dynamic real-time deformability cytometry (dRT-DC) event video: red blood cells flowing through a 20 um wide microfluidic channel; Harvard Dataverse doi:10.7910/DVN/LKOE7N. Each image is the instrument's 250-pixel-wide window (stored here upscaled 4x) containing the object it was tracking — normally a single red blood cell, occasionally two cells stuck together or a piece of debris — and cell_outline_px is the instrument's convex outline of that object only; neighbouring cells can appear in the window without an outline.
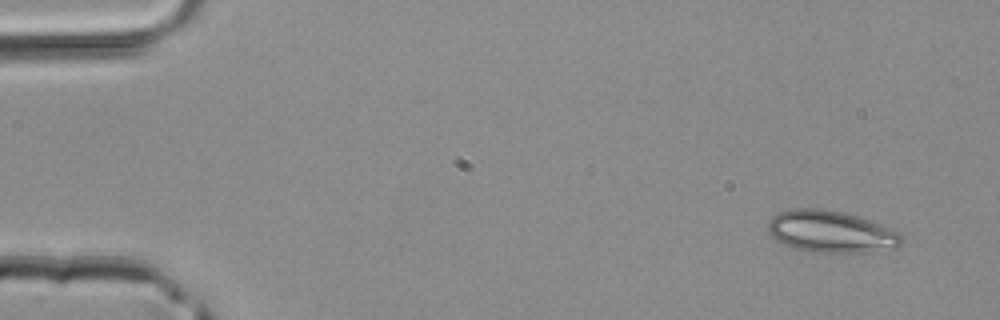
{"species": "common noctule bat (a hibernating species)", "species_latin": "Nyctalus noctula", "temperature_condition": "room temperature", "stored_images_in_passage": 4, "camera_frame_rate_fps": 3000, "um_per_image_px": 0.085, "animal": {"sex": "male", "body_mass_g": 20.4}, "frame": {"image": 1, "passage_image": 1, "time_ms": 0.0, "image_size_px": [1000, 320], "cell_outline_px": [[904, 240], [896, 248], [864, 252], [816, 252], [796, 248], [776, 240], [768, 232], [768, 220], [776, 212], [792, 208], [820, 208], [844, 212], [880, 224], [900, 232], [904, 236]], "centroid_in_image_um": [70.63, 19.67], "position_along_channel_um": 14.4, "area_um2": 32.66}}